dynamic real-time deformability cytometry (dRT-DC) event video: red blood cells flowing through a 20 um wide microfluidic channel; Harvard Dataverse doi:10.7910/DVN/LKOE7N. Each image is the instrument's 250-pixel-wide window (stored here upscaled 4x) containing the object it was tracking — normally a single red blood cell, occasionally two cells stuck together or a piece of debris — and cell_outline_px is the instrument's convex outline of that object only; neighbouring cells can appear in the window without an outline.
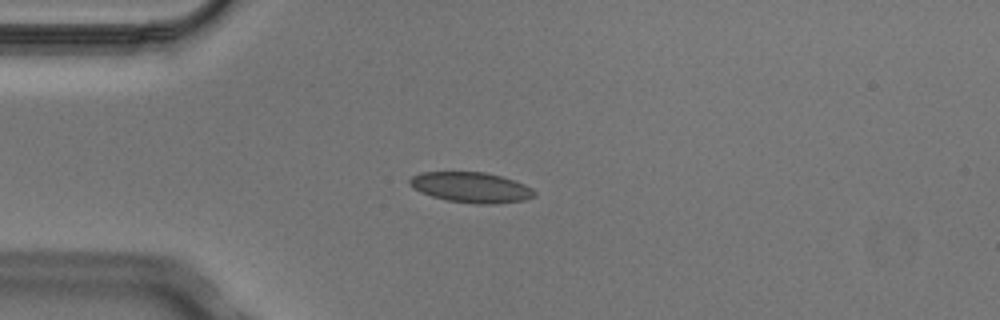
{"species": "Egyptian fruit bat (a non-hibernating species)", "species_latin": "Rousettus aegyptiacus", "temperature_condition": "cold", "stored_images_in_passage": 4, "camera_frame_rate_fps": 3000, "um_per_image_px": 0.085, "animal": {"sex": "male"}, "frame": {"image": 1, "passage_image": 3, "time_ms": 0.667, "image_size_px": [1000, 320], "cell_outline_px": [[536, 196], [524, 200], [496, 204], [476, 204], [448, 200], [432, 196], [420, 192], [412, 188], [408, 184], [408, 180], [412, 176], [420, 172], [484, 172], [500, 176], [524, 184], [532, 188], [536, 192]], "centroid_in_image_um": [40.02, 15.93], "position_along_channel_um": 45.0, "area_um2": 22.14}}